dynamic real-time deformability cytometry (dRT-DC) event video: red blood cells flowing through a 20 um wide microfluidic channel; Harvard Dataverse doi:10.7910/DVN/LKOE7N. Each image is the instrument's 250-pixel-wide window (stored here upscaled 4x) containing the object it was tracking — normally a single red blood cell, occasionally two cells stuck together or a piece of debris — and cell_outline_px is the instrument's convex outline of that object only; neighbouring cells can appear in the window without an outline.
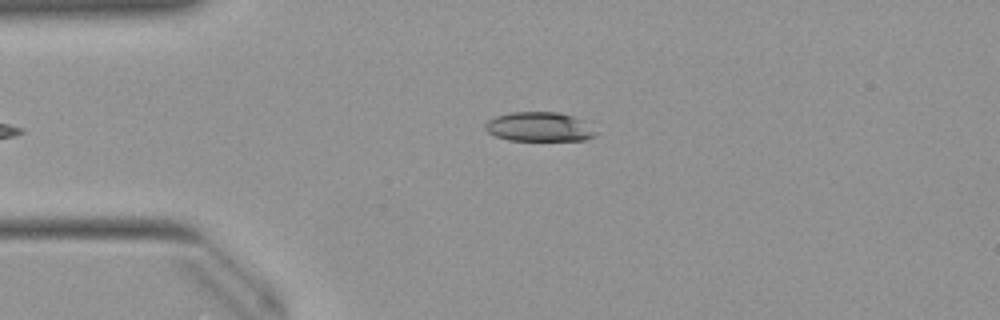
{"species": "Egyptian fruit bat (a non-hibernating species)", "species_latin": "Rousettus aegyptiacus", "temperature_condition": "warm", "stored_images_in_passage": 35, "camera_frame_rate_fps": 3000, "um_per_image_px": 0.085, "animal": {"sex": "female"}, "frame": {"image": 1, "passage_image": 1, "time_ms": 0.0, "image_size_px": [1000, 320], "cell_outline_px": [[596, 136], [584, 140], [508, 140], [496, 136], [488, 132], [484, 128], [484, 124], [488, 120], [496, 116], [512, 112], [556, 112], [572, 116], [580, 120], [596, 132]], "centroid_in_image_um": [45.78, 10.78], "position_along_channel_um": 39.2, "area_um2": 18.61}}
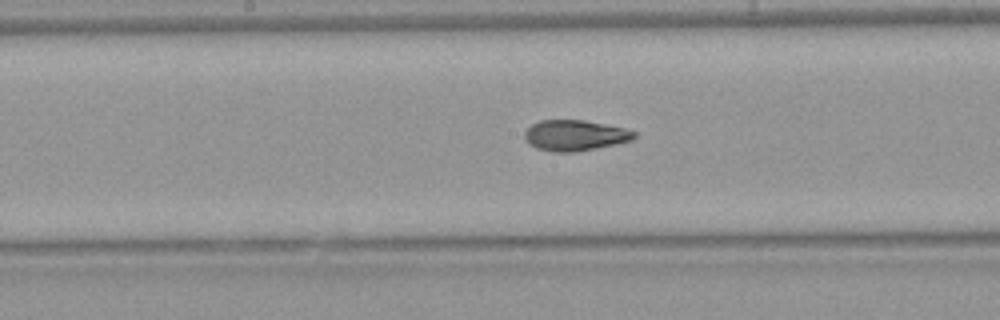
{"frame": {"image": 2, "passage_image": 15, "time_ms": 4.667, "image_size_px": [1000, 320], "cell_outline_px": [[636, 136], [632, 140], [616, 144], [596, 148], [572, 152], [552, 152], [536, 148], [528, 144], [524, 140], [524, 132], [532, 124], [540, 120], [584, 120], [624, 128], [636, 132]], "centroid_in_image_um": [48.83, 11.51], "position_along_channel_um": 199.4, "area_um2": 19.65}}
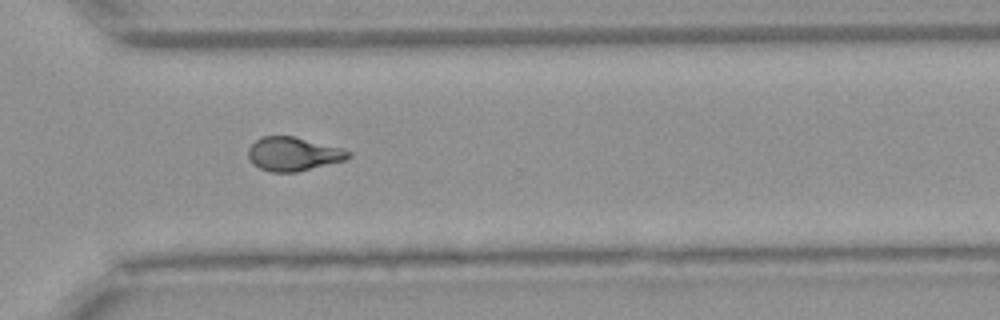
{"frame": {"image": 3, "passage_image": 26, "time_ms": 8.333, "image_size_px": [1000, 320], "cell_outline_px": [[352, 156], [344, 160], [296, 172], [272, 172], [260, 168], [252, 164], [248, 156], [248, 148], [260, 136], [292, 136], [340, 148], [352, 152]], "centroid_in_image_um": [24.89, 13.09], "position_along_channel_um": 345.7, "area_um2": 19.48}, "authors_computed_cell_mechanics": {"area_um2": 19.7676, "velocity_mm_per_s": 3.9915, "shape_relaxation_time_tau1_ms": 7.3534, "shape_relaxation_time_tau2_ms": 2.2974, "deformation_change_tau1": 0.195, "deformation_change_tau2": 0.0881}}